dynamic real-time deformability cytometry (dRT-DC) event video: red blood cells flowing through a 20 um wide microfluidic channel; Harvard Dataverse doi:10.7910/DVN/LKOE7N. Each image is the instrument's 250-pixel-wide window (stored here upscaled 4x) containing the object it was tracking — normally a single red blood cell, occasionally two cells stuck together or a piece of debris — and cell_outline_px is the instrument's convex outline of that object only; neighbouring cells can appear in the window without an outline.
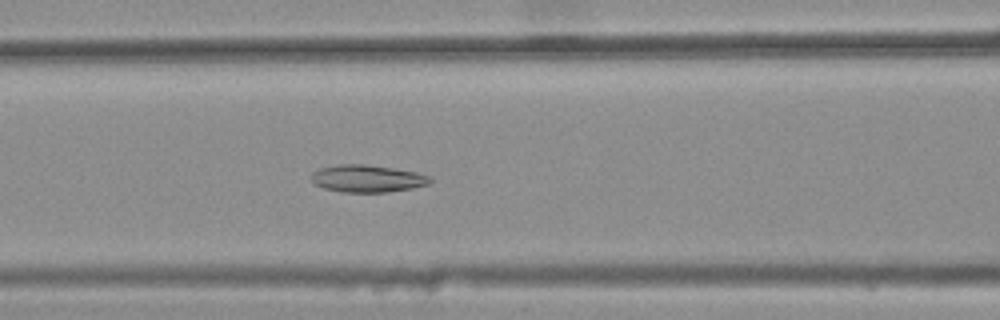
{"species": "common noctule bat (a hibernating species)", "species_latin": "Nyctalus noctula", "temperature_condition": "warm", "stored_images_in_passage": 43, "camera_frame_rate_fps": 3000, "um_per_image_px": 0.085, "animal": {"sex": "female", "body_mass_g": 25.1}, "frame": {"image": 1, "passage_image": 21, "time_ms": 6.667, "image_size_px": [1000, 320], "cell_outline_px": [[432, 180], [428, 184], [412, 188], [388, 192], [340, 192], [324, 188], [316, 184], [312, 180], [312, 172], [320, 168], [340, 164], [364, 164], [392, 168], [416, 172], [428, 176]], "centroid_in_image_um": [31.21, 15.18], "position_along_channel_um": 135.4, "area_um2": 18.73}}
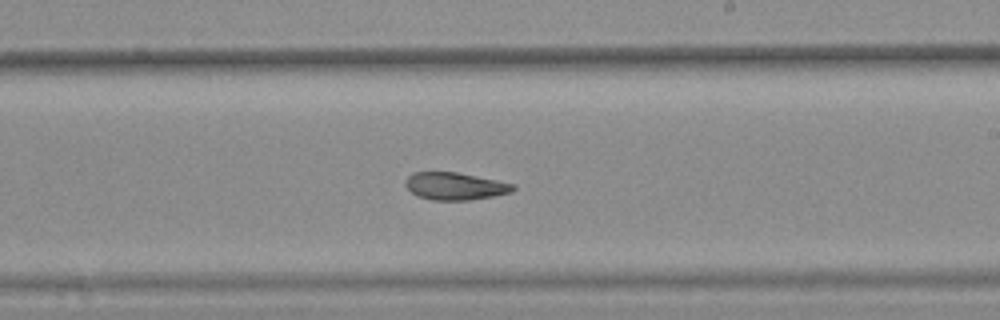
{"frame": {"image": 2, "passage_image": 30, "time_ms": 9.667, "image_size_px": [1000, 320], "cell_outline_px": [[516, 188], [512, 192], [492, 196], [468, 200], [432, 200], [416, 196], [404, 184], [404, 180], [412, 172], [456, 172], [516, 184]], "centroid_in_image_um": [38.66, 15.82], "position_along_channel_um": 250.3, "area_um2": 17.22}}
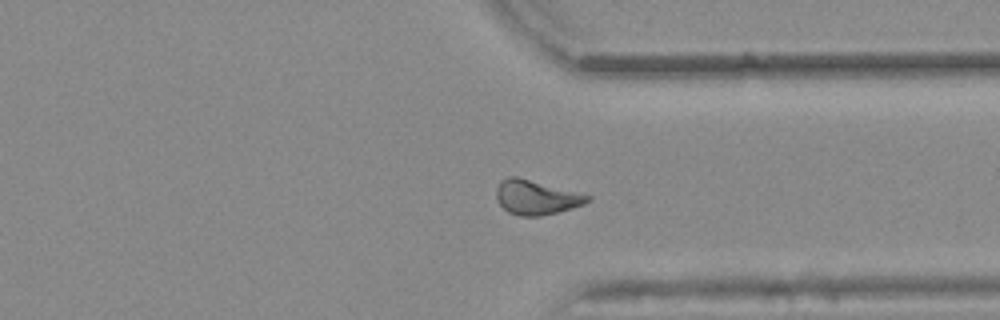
{"frame": {"image": 3, "passage_image": 39, "time_ms": 12.667, "image_size_px": [1000, 320], "cell_outline_px": [[592, 200], [584, 204], [572, 208], [540, 216], [520, 216], [508, 212], [496, 200], [496, 188], [500, 180], [508, 176], [516, 176], [592, 196]], "centroid_in_image_um": [45.55, 16.77], "position_along_channel_um": 365.8, "area_um2": 18.26}, "authors_computed_cell_mechanics": {"area_um2": 18.6116, "velocity_mm_per_s": 3.8393, "shape_relaxation_time_tau1_ms": null, "shape_relaxation_time_tau2_ms": 3.3998, "deformation_change_tau1": null, "deformation_change_tau2": 0.1008}}